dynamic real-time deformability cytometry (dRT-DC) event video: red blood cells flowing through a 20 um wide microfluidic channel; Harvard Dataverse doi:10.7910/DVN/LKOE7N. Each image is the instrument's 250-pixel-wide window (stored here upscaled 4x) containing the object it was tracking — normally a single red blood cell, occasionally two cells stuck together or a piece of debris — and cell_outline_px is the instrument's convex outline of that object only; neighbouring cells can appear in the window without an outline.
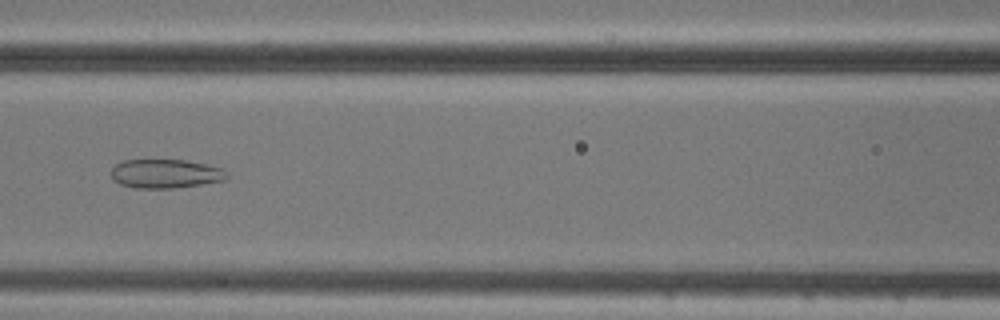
{"species": "common noctule bat (a hibernating species)", "species_latin": "Nyctalus noctula", "temperature_condition": "cold", "stored_images_in_passage": 7, "camera_frame_rate_fps": 3000, "um_per_image_px": 0.085, "animal": {"sex": "male", "body_mass_g": 20.5, "forearm_length_mm": 52.5}, "frame": {"image": 1, "passage_image": 7, "time_ms": 7.0, "image_size_px": [1000, 320], "cell_outline_px": [[228, 176], [224, 180], [200, 184], [172, 188], [136, 188], [120, 184], [112, 180], [112, 168], [116, 164], [124, 160], [184, 160], [208, 164], [220, 168], [228, 172]], "centroid_in_image_um": [14.06, 14.76], "position_along_channel_um": 152.5, "area_um2": 19.42}}